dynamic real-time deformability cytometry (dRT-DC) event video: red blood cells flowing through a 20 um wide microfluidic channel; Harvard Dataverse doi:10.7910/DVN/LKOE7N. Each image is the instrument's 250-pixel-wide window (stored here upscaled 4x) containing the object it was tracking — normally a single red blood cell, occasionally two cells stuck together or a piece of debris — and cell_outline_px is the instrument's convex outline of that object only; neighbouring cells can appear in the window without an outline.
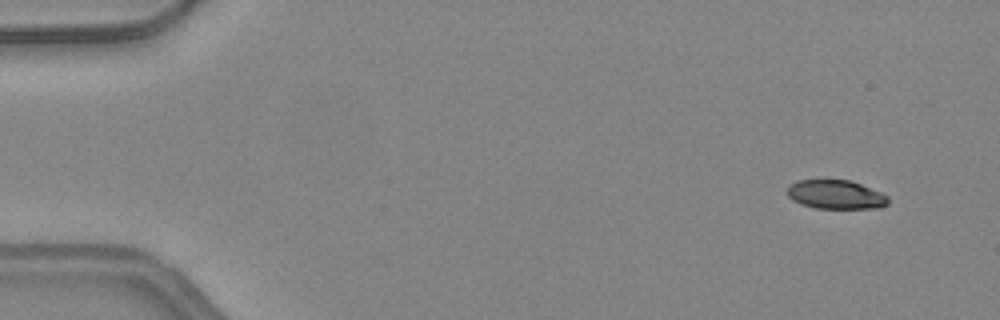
{"species": "common noctule bat (a hibernating species)", "species_latin": "Nyctalus noctula", "temperature_condition": "warm", "stored_images_in_passage": 4, "camera_frame_rate_fps": 3000, "um_per_image_px": 0.085, "animal": {"sex": "female", "body_mass_g": 24.6, "forearm_length_mm": 56.2}, "frame": {"image": 1, "passage_image": 1, "time_ms": 0.0, "image_size_px": [1000, 320], "cell_outline_px": [[888, 204], [880, 208], [816, 208], [800, 204], [792, 200], [784, 192], [788, 184], [796, 180], [848, 180], [860, 184], [880, 192], [888, 196]], "centroid_in_image_um": [70.97, 16.54], "position_along_channel_um": 14.0, "area_um2": 17.17}}